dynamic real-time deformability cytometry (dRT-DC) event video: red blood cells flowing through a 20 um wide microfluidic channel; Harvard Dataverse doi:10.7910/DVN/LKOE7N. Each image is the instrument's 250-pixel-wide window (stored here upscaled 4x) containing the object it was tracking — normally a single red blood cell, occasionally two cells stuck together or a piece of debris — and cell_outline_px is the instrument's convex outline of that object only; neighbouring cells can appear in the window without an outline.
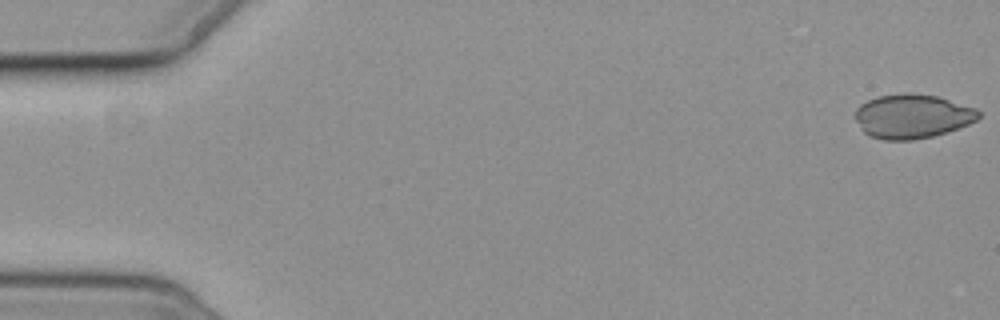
{"species": "common noctule bat (a hibernating species)", "species_latin": "Nyctalus noctula", "temperature_condition": "cold", "stored_images_in_passage": 7, "camera_frame_rate_fps": 3000, "um_per_image_px": 0.085, "animal": {"sex": "female", "body_mass_g": 19.3, "forearm_length_mm": 54.1}, "frame": {"image": 1, "passage_image": 1, "time_ms": 0.0, "image_size_px": [1000, 320], "cell_outline_px": [[980, 116], [976, 120], [968, 124], [932, 136], [912, 140], [884, 140], [868, 136], [864, 132], [856, 120], [856, 108], [860, 104], [876, 96], [936, 96], [976, 108], [980, 112]], "centroid_in_image_um": [77.53, 9.93], "position_along_channel_um": 7.5, "area_um2": 30.75}}